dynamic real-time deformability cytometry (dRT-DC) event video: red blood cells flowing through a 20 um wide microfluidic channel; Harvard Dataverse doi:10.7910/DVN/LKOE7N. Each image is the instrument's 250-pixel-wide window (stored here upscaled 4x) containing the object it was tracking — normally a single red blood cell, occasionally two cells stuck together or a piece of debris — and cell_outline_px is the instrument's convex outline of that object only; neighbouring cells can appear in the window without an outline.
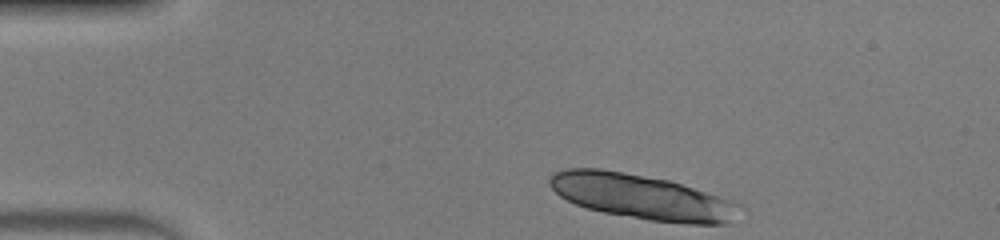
{"species": "human", "species_latin": "Homo sapiens", "temperature_condition": "warm", "stored_images_in_passage": 41, "segment_of_instrument_passage": [1, 2], "camera_frame_rate_fps": 3000, "um_per_image_px": 0.085, "donor": {"sex": "male"}, "frame": {"image": 1, "passage_image": 1, "time_ms": 0.0, "image_size_px": [1000, 240], "cell_outline_px": [[744, 208], [728, 224], [688, 224], [648, 220], [604, 212], [588, 208], [576, 204], [560, 196], [548, 184], [548, 180], [556, 172], [568, 168], [600, 168], [624, 172], [668, 180], [740, 204]], "centroid_in_image_um": [54.55, 16.74], "position_along_channel_um": 30.4, "area_um2": 49.25}}